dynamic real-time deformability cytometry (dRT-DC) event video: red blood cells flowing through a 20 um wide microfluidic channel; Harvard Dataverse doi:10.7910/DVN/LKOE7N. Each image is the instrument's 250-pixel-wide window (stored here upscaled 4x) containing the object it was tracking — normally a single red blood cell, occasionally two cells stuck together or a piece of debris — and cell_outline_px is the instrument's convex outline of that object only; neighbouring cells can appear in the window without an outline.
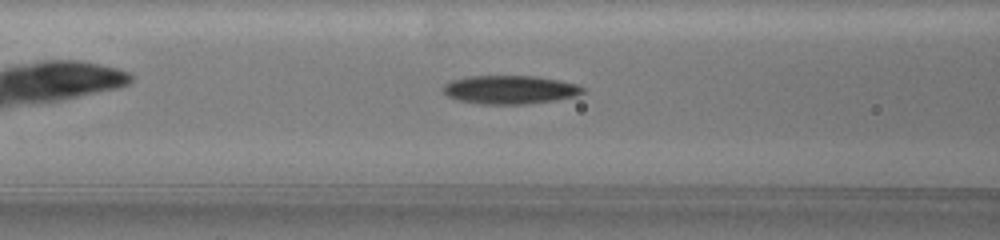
{"species": "common noctule bat (a hibernating species)", "species_latin": "Nyctalus noctula", "temperature_condition": "warm", "stored_images_in_passage": 49, "camera_frame_rate_fps": 3000, "um_per_image_px": 0.085, "animal": {"sex": "female", "body_mass_g": 19.5, "forearm_length_mm": 54.1}, "frame": {"image": 1, "passage_image": 14, "time_ms": 3.667, "image_size_px": [1000, 240], "cell_outline_px": [[584, 92], [576, 96], [556, 100], [528, 104], [480, 104], [460, 100], [448, 96], [444, 92], [444, 84], [452, 80], [468, 76], [536, 76], [560, 80], [576, 84], [584, 88]], "centroid_in_image_um": [43.37, 7.62], "position_along_channel_um": 123.2, "area_um2": 23.18}}
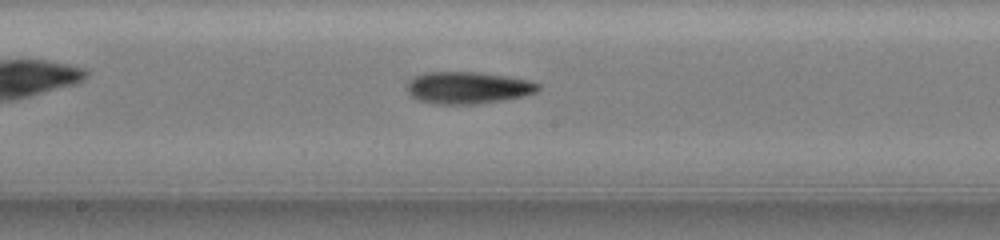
{"frame": {"image": 2, "passage_image": 22, "time_ms": 6.0, "image_size_px": [1000, 240], "cell_outline_px": [[540, 88], [536, 92], [524, 96], [504, 100], [476, 104], [432, 104], [416, 100], [404, 88], [408, 80], [412, 76], [424, 72], [480, 72], [528, 80], [540, 84]], "centroid_in_image_um": [39.7, 7.46], "position_along_channel_um": 208.5, "area_um2": 24.85}}
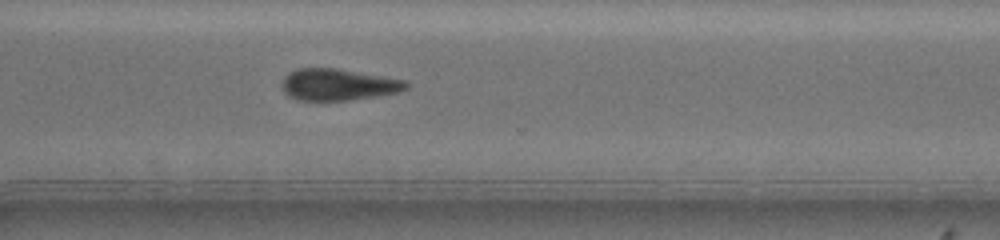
{"frame": {"image": 3, "passage_image": 34, "time_ms": 9.667, "image_size_px": [1000, 240], "cell_outline_px": [[408, 88], [396, 92], [376, 96], [348, 100], [300, 100], [284, 92], [284, 76], [288, 72], [300, 68], [336, 68], [404, 80], [408, 84]], "centroid_in_image_um": [28.74, 7.18], "position_along_channel_um": 341.9, "area_um2": 22.37}, "authors_computed_cell_mechanics": {"area_um2": 23.1778, "velocity_mm_per_s": 3.6558, "shape_relaxation_time_tau1_ms": 3.443, "shape_relaxation_time_tau2_ms": null, "deformation_change_tau1": 0.0817, "deformation_change_tau2": null}}